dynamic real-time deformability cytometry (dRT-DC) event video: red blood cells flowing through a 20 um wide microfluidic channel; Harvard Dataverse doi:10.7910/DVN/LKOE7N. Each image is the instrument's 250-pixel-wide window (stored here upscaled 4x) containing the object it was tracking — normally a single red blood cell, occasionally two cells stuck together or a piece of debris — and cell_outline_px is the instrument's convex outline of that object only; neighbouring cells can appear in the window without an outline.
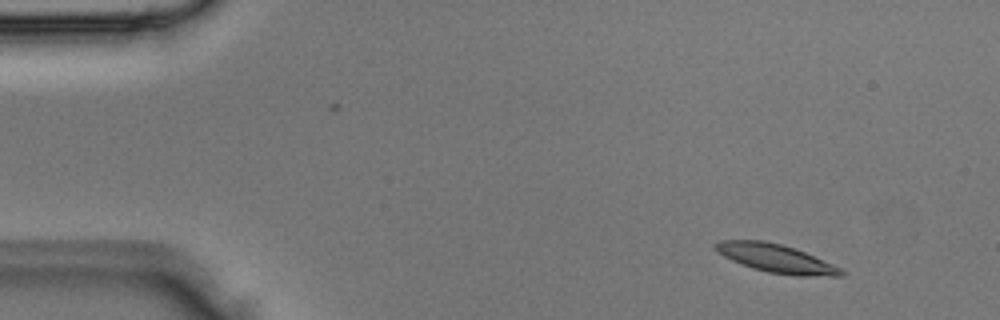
{"species": "Egyptian fruit bat (a non-hibernating species)", "species_latin": "Rousettus aegyptiacus", "temperature_condition": "room temperature", "stored_images_in_passage": 3, "camera_frame_rate_fps": 3000, "um_per_image_px": 0.085, "animal": {"sex": "male"}, "frame": {"image": 1, "passage_image": 1, "time_ms": 0.0, "image_size_px": [1000, 320], "cell_outline_px": [[844, 276], [796, 276], [768, 272], [752, 268], [740, 264], [716, 252], [712, 244], [720, 240], [764, 240], [796, 248], [832, 264], [840, 268], [844, 272]], "centroid_in_image_um": [65.92, 21.96], "position_along_channel_um": 19.1, "area_um2": 20.87}}
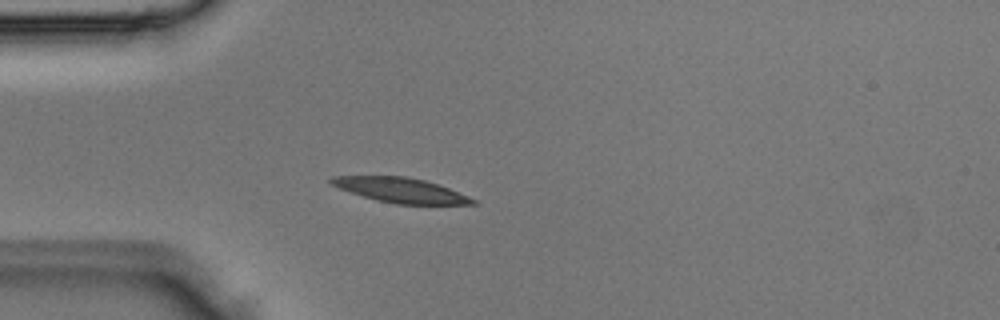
{"frame": {"image": 2, "passage_image": 3, "time_ms": 0.667, "image_size_px": [1000, 320], "cell_outline_px": [[480, 204], [396, 204], [376, 200], [328, 184], [328, 180], [332, 176], [404, 176], [424, 180], [448, 188], [468, 196], [476, 200]], "centroid_in_image_um": [34.04, 16.16], "position_along_channel_um": 51.0, "area_um2": 20.23}}